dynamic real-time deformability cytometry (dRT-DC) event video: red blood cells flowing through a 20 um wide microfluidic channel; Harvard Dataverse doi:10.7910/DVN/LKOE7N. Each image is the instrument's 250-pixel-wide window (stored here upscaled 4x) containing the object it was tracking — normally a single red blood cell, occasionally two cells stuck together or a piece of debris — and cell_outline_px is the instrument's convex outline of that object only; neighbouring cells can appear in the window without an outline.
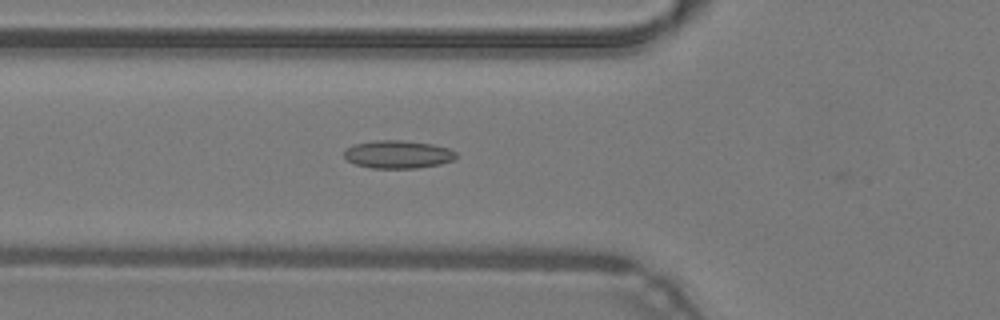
{"species": "common noctule bat (a hibernating species)", "species_latin": "Nyctalus noctula", "temperature_condition": "warm", "stored_images_in_passage": 36, "camera_frame_rate_fps": 3000, "um_per_image_px": 0.085, "animal": {"sex": "male", "body_mass_g": 19.2, "forearm_length_mm": 51.8}, "frame": {"image": 1, "passage_image": 5, "time_ms": 1.333, "image_size_px": [1000, 320], "cell_outline_px": [[456, 156], [452, 160], [440, 164], [416, 168], [372, 168], [356, 164], [348, 160], [344, 156], [344, 152], [352, 144], [372, 140], [400, 140], [432, 144], [448, 148], [456, 152]], "centroid_in_image_um": [33.8, 13.11], "position_along_channel_um": 92.0, "area_um2": 18.15}}
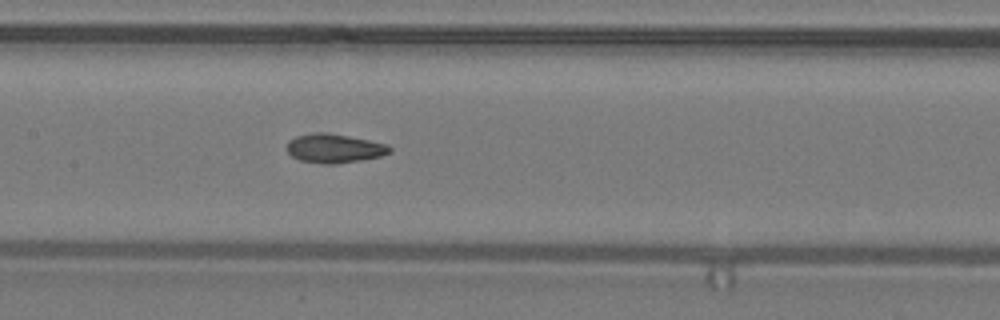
{"frame": {"image": 2, "passage_image": 11, "time_ms": 3.333, "image_size_px": [1000, 320], "cell_outline_px": [[392, 152], [380, 156], [360, 160], [336, 164], [324, 164], [300, 160], [292, 156], [288, 152], [288, 140], [296, 136], [316, 132], [324, 132], [348, 136], [388, 144], [392, 148]], "centroid_in_image_um": [28.43, 12.61], "position_along_channel_um": 179.0, "area_um2": 17.28}}
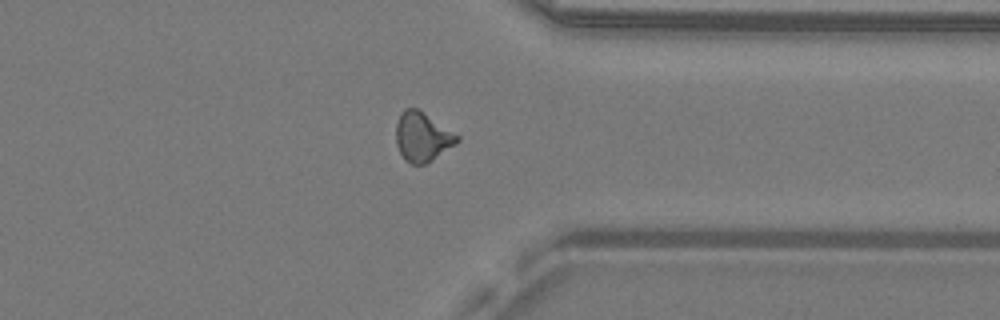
{"frame": {"image": 3, "passage_image": 25, "time_ms": 8.0, "image_size_px": [1000, 320], "cell_outline_px": [[460, 140], [456, 144], [432, 160], [424, 164], [412, 164], [404, 160], [396, 144], [396, 124], [400, 112], [404, 108], [416, 108], [460, 136]], "centroid_in_image_um": [35.88, 11.64], "position_along_channel_um": 375.5, "area_um2": 17.46}, "authors_computed_cell_mechanics": {"area_um2": 16.8487, "velocity_mm_per_s": 4.3118, "shape_relaxation_time_tau1_ms": null, "shape_relaxation_time_tau2_ms": 2.6707, "deformation_change_tau1": null, "deformation_change_tau2": 0.1066}}